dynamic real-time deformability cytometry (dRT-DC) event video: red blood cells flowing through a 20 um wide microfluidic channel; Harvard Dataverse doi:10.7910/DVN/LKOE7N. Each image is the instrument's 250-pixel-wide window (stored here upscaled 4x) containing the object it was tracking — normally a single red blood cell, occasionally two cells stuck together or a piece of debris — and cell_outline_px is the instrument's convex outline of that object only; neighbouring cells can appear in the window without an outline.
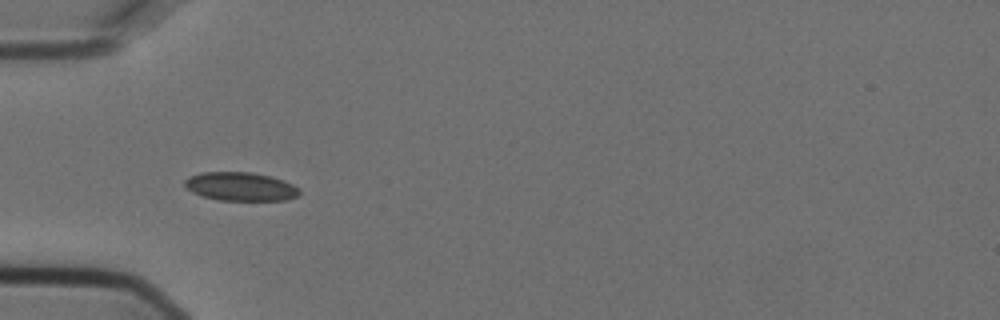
{"species": "Egyptian fruit bat (a non-hibernating species)", "species_latin": "Rousettus aegyptiacus", "temperature_condition": "cold", "stored_images_in_passage": 8, "camera_frame_rate_fps": 3000, "um_per_image_px": 0.085, "animal": {"sex": "female"}, "frame": {"image": 1, "passage_image": 3, "time_ms": 0.667, "image_size_px": [1000, 320], "cell_outline_px": [[300, 192], [296, 196], [284, 200], [220, 200], [200, 196], [192, 192], [184, 184], [184, 180], [188, 176], [200, 172], [252, 172], [284, 180], [300, 188]], "centroid_in_image_um": [20.41, 15.85], "position_along_channel_um": 64.6, "area_um2": 19.13}}
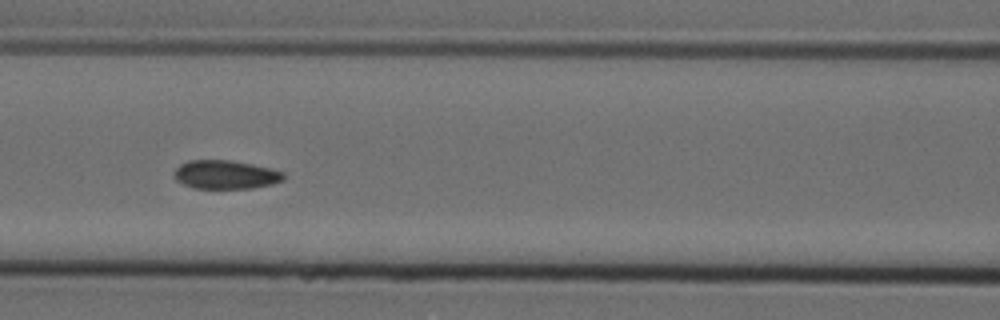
{"frame": {"image": 2, "passage_image": 5, "time_ms": 1.333, "image_size_px": [1000, 320], "cell_outline_px": [[284, 180], [272, 184], [252, 188], [192, 188], [176, 180], [172, 176], [176, 168], [180, 164], [188, 160], [228, 160], [252, 164], [284, 172]], "centroid_in_image_um": [19.14, 14.84], "position_along_channel_um": 147.5, "area_um2": 18.26}}
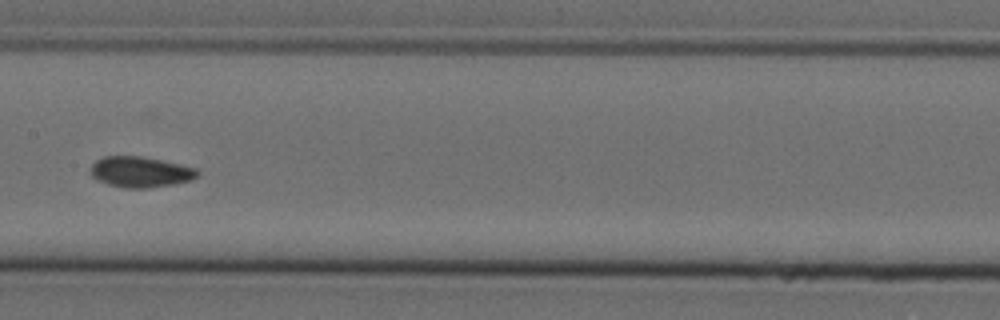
{"frame": {"image": 3, "passage_image": 6, "time_ms": 1.667, "image_size_px": [1000, 320], "cell_outline_px": [[200, 176], [192, 180], [172, 184], [148, 188], [124, 188], [108, 184], [96, 180], [92, 176], [88, 168], [96, 160], [104, 156], [140, 156], [180, 164], [196, 168], [200, 172]], "centroid_in_image_um": [11.92, 14.62], "position_along_channel_um": 195.5, "area_um2": 19.31}}